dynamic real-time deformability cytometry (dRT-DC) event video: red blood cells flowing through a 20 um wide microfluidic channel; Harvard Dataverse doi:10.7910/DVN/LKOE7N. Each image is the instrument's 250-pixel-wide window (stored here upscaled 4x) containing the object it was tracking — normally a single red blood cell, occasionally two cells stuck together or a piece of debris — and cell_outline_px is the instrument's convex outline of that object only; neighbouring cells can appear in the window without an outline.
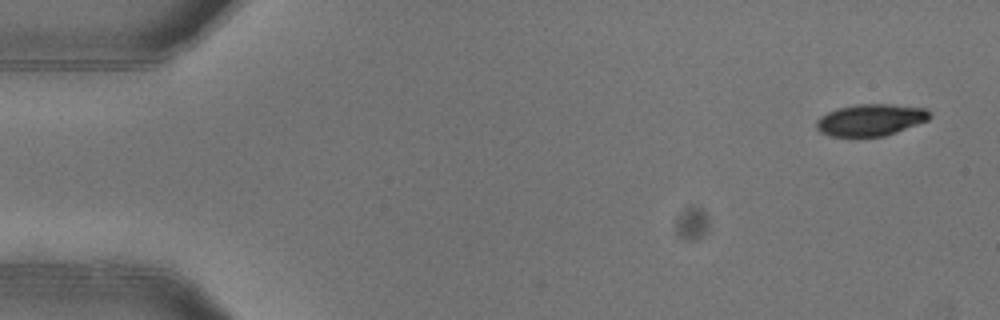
{"species": "common noctule bat (a hibernating species)", "species_latin": "Nyctalus noctula", "temperature_condition": "warm", "stored_images_in_passage": 4, "camera_frame_rate_fps": 3000, "um_per_image_px": 0.085, "animal": {"sex": "female"}, "frame": {"image": 1, "passage_image": 1, "time_ms": 0.0, "image_size_px": [1000, 320], "cell_outline_px": [[932, 116], [928, 120], [896, 132], [884, 136], [832, 136], [820, 132], [816, 128], [816, 120], [820, 116], [836, 108], [856, 104], [892, 104], [928, 108]], "centroid_in_image_um": [74.01, 10.18], "position_along_channel_um": 11.0, "area_um2": 21.1}}
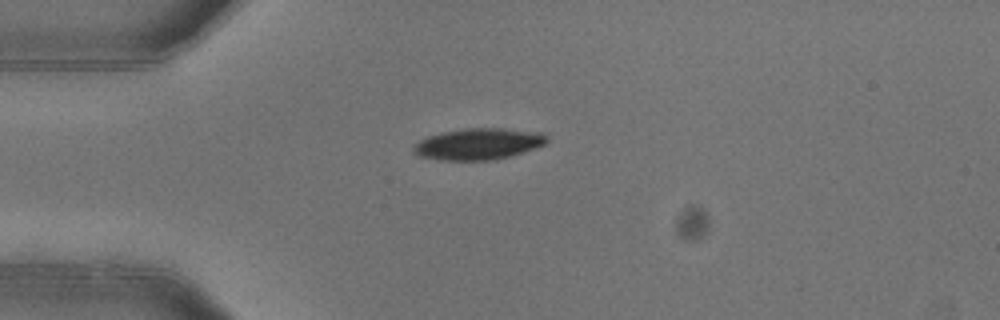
{"frame": {"image": 2, "passage_image": 4, "time_ms": 1.0, "image_size_px": [1000, 320], "cell_outline_px": [[548, 140], [544, 144], [536, 148], [496, 160], [440, 160], [416, 156], [412, 152], [412, 148], [420, 140], [428, 136], [444, 132], [464, 128], [500, 128], [544, 132], [548, 136]], "centroid_in_image_um": [40.67, 12.24], "position_along_channel_um": 44.3, "area_um2": 24.57}}